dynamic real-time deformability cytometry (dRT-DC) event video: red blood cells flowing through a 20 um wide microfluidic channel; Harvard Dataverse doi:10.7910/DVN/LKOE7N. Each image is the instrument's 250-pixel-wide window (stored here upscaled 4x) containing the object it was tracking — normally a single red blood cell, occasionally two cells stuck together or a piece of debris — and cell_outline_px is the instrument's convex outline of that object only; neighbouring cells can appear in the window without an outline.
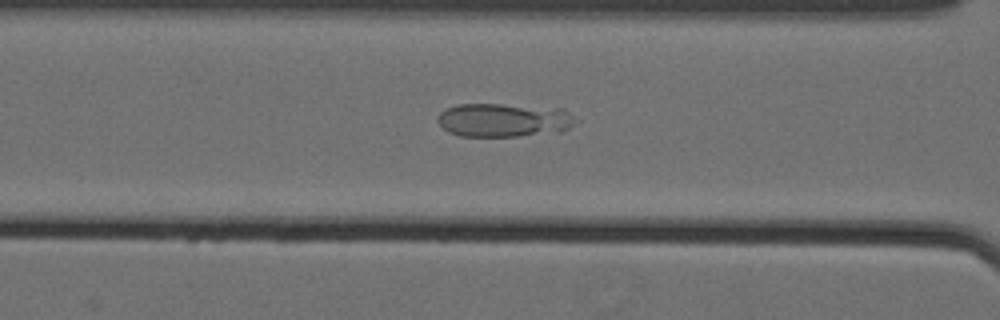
{"species": "Egyptian fruit bat (a non-hibernating species)", "species_latin": "Rousettus aegyptiacus", "temperature_condition": "cold", "stored_images_in_passage": 41, "camera_frame_rate_fps": 3000, "um_per_image_px": 0.085, "animal": {"sex": "female"}, "frame": {"image": 1, "passage_image": 9, "time_ms": 2.667, "image_size_px": [1000, 320], "cell_outline_px": [[576, 120], [568, 128], [560, 132], [516, 136], [460, 136], [448, 132], [436, 120], [440, 112], [448, 108], [460, 104], [500, 104], [564, 108]], "centroid_in_image_um": [42.82, 10.2], "position_along_channel_um": 123.8, "area_um2": 26.99}}
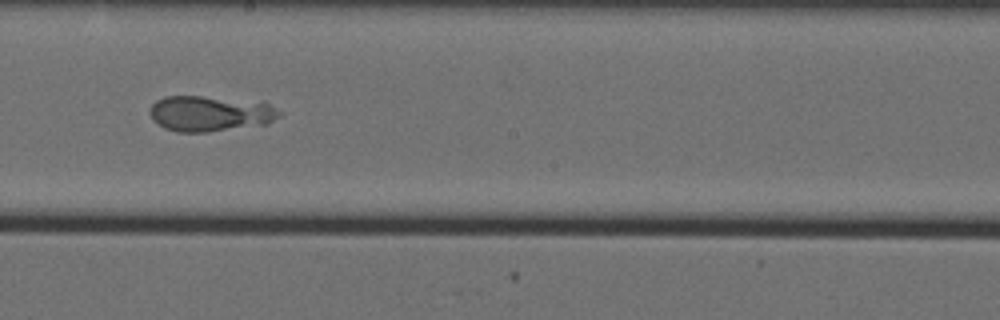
{"frame": {"image": 2, "passage_image": 18, "time_ms": 5.667, "image_size_px": [1000, 320], "cell_outline_px": [[280, 116], [268, 124], [208, 132], [176, 132], [164, 128], [156, 124], [152, 120], [148, 112], [152, 104], [156, 100], [164, 96], [200, 96], [264, 100], [276, 108], [280, 112]], "centroid_in_image_um": [17.88, 9.64], "position_along_channel_um": 230.3, "area_um2": 27.63}}
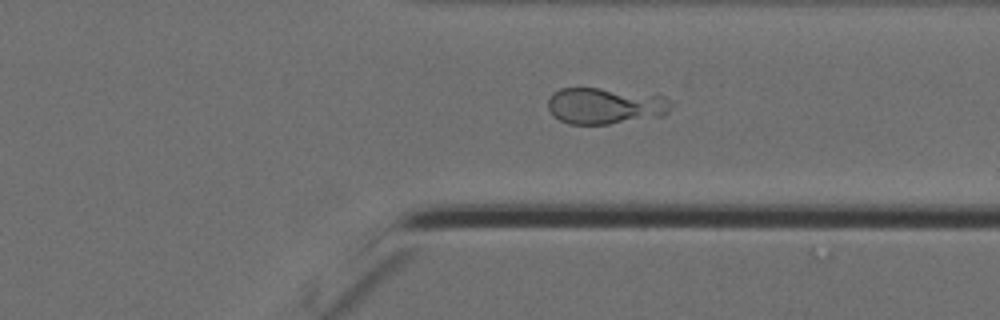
{"frame": {"image": 3, "passage_image": 29, "time_ms": 9.333, "image_size_px": [1000, 320], "cell_outline_px": [[676, 104], [664, 116], [608, 124], [568, 124], [552, 116], [548, 108], [548, 100], [552, 92], [560, 88], [600, 88], [660, 92]], "centroid_in_image_um": [51.56, 8.96], "position_along_channel_um": 359.8, "area_um2": 27.28}}